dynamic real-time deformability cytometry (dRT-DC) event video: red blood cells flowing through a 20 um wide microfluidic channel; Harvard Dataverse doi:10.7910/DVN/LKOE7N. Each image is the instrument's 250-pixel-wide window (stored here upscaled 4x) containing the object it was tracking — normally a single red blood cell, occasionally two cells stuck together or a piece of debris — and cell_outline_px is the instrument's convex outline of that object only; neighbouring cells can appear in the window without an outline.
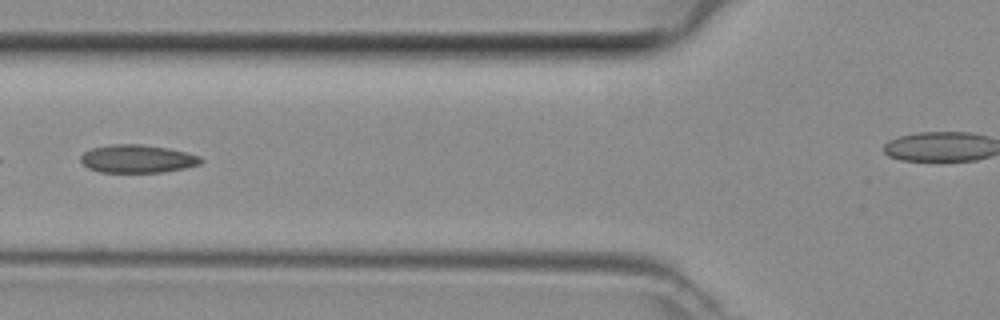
{"species": "common noctule bat (a hibernating species)", "species_latin": "Nyctalus noctula", "temperature_condition": "room temperature", "stored_images_in_passage": 23, "camera_frame_rate_fps": 3000, "um_per_image_px": 0.085, "animal": {"sex": "female", "body_mass_g": 29.2, "forearm_length_mm": 56.3}, "frame": {"image": 1, "passage_image": 17, "time_ms": 5.333, "image_size_px": [1000, 320], "cell_outline_px": [[204, 160], [200, 164], [184, 168], [164, 172], [100, 172], [88, 168], [80, 160], [80, 156], [84, 152], [92, 148], [112, 144], [140, 144], [168, 148], [188, 152], [200, 156]], "centroid_in_image_um": [11.69, 13.49], "position_along_channel_um": 114.1, "area_um2": 19.71}}